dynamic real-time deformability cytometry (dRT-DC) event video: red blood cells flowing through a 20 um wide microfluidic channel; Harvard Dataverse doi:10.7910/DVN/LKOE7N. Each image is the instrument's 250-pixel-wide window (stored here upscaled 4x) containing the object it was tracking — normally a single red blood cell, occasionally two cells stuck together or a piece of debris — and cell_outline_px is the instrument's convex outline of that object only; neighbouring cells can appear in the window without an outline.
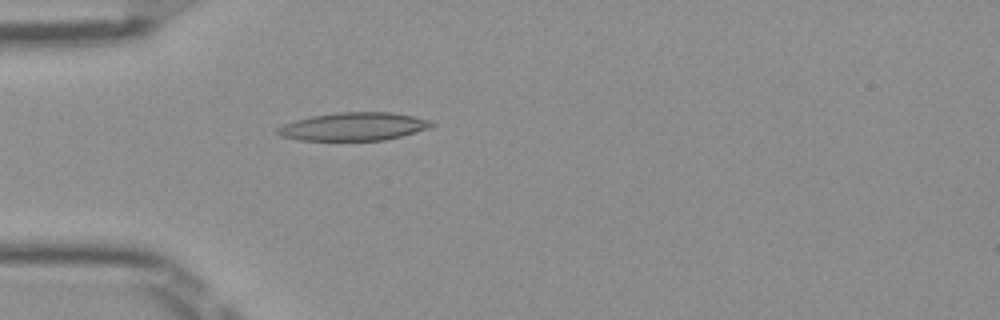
{"species": "Egyptian fruit bat (a non-hibernating species)", "species_latin": "Rousettus aegyptiacus", "temperature_condition": "room temperature", "stored_images_in_passage": 37, "camera_frame_rate_fps": 3000, "um_per_image_px": 0.085, "frame": {"image": 1, "passage_image": 1, "time_ms": 0.0, "image_size_px": [1000, 320], "cell_outline_px": [[436, 124], [428, 128], [400, 136], [384, 140], [300, 140], [280, 136], [276, 132], [276, 128], [284, 124], [296, 120], [312, 116], [336, 112], [392, 112], [432, 120]], "centroid_in_image_um": [30.05, 10.75], "position_along_channel_um": 54.9, "area_um2": 25.09}}
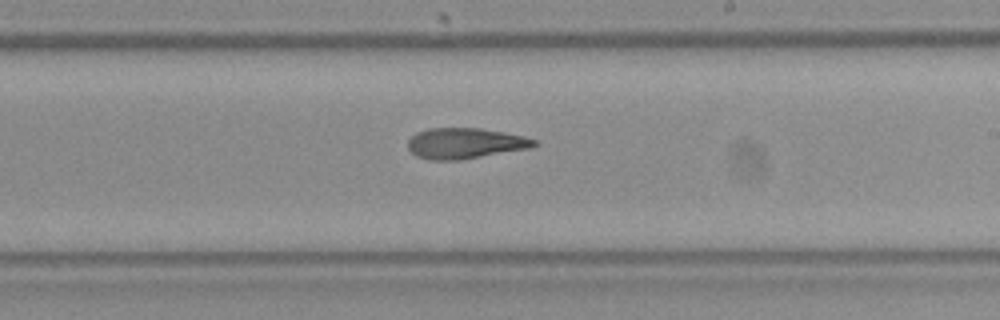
{"frame": {"image": 2, "passage_image": 16, "time_ms": 5.0, "image_size_px": [1000, 320], "cell_outline_px": [[540, 144], [532, 148], [460, 160], [428, 160], [416, 156], [408, 148], [408, 140], [416, 132], [428, 128], [480, 128], [504, 132], [524, 136], [540, 140]], "centroid_in_image_um": [39.58, 12.18], "position_along_channel_um": 249.4, "area_um2": 22.95}}
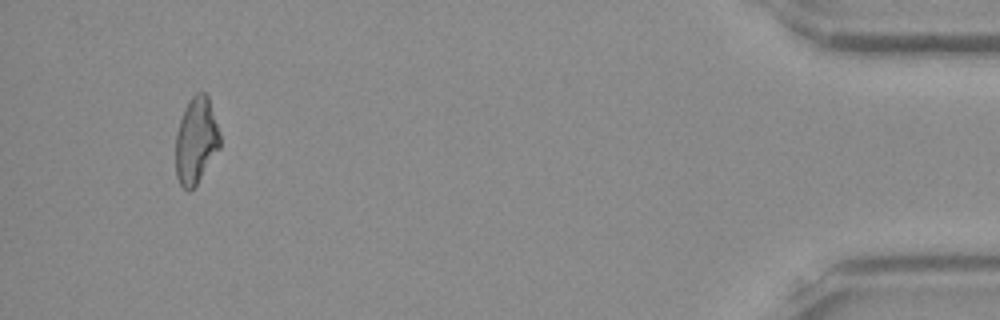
{"frame": {"image": 3, "passage_image": 34, "time_ms": 11.0, "image_size_px": [1000, 320], "cell_outline_px": [[220, 148], [196, 184], [188, 192], [180, 184], [176, 176], [176, 132], [184, 108], [192, 96], [196, 92], [204, 92], [208, 96], [220, 132]], "centroid_in_image_um": [16.66, 11.93], "position_along_channel_um": 418.5, "area_um2": 22.25}, "authors_computed_cell_mechanics": {"area_um2": 23.0044, "velocity_mm_per_s": 4.0242, "shape_relaxation_time_tau1_ms": null, "shape_relaxation_time_tau2_ms": 6.3652, "deformation_change_tau1": null, "deformation_change_tau2": 0.1828}}